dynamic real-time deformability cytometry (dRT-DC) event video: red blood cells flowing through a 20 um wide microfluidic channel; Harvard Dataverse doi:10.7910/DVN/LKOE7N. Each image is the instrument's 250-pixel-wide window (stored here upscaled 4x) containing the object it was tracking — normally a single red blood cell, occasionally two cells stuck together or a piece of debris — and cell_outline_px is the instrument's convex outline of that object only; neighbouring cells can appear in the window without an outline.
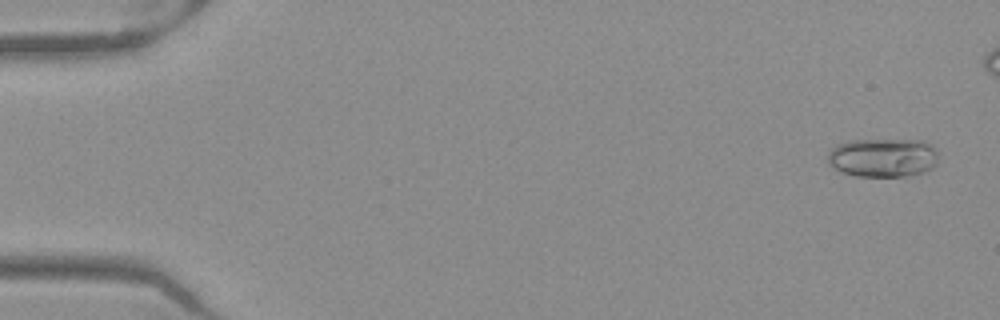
{"species": "Egyptian fruit bat (a non-hibernating species)", "species_latin": "Rousettus aegyptiacus", "temperature_condition": "warm", "stored_images_in_passage": 45, "camera_frame_rate_fps": 3000, "um_per_image_px": 0.085, "frame": {"image": 1, "passage_image": 1, "time_ms": 0.0, "image_size_px": [1000, 320], "cell_outline_px": [[936, 164], [932, 168], [924, 172], [904, 176], [856, 176], [840, 172], [828, 164], [828, 152], [836, 144], [848, 140], [924, 140], [936, 148]], "centroid_in_image_um": [75.02, 13.39], "position_along_channel_um": 10.0, "area_um2": 25.26}}
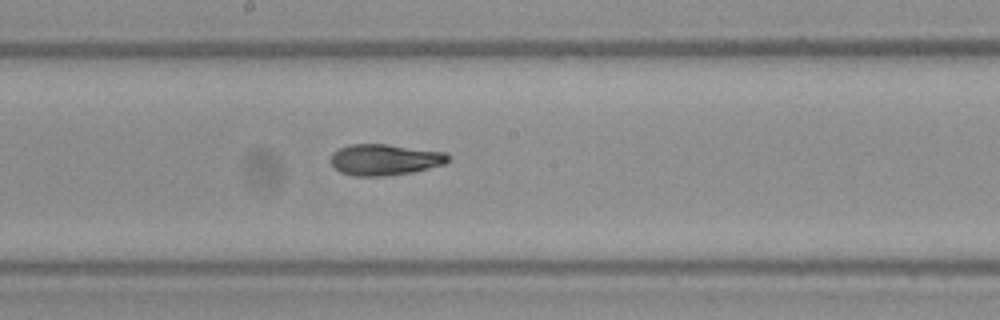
{"frame": {"image": 2, "passage_image": 27, "time_ms": 8.667, "image_size_px": [1000, 320], "cell_outline_px": [[452, 156], [444, 164], [412, 172], [384, 176], [352, 176], [340, 172], [328, 160], [332, 152], [348, 144], [388, 144], [444, 152]], "centroid_in_image_um": [32.67, 13.56], "position_along_channel_um": 215.5, "area_um2": 21.44}}
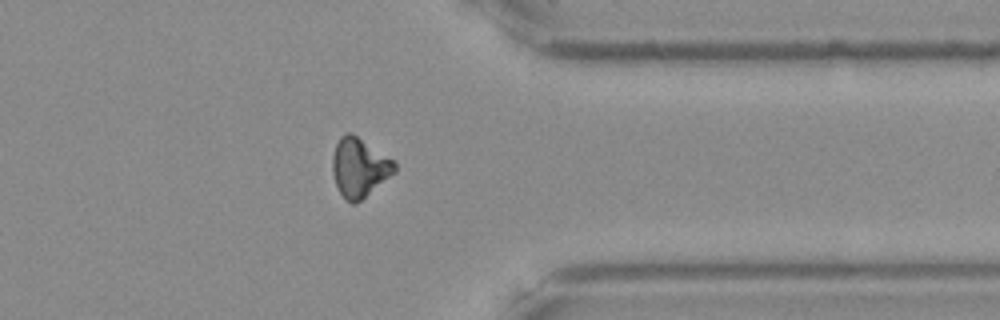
{"frame": {"image": 3, "passage_image": 40, "time_ms": 13.0, "image_size_px": [1000, 320], "cell_outline_px": [[396, 172], [356, 204], [352, 204], [344, 200], [336, 184], [332, 172], [332, 156], [336, 144], [340, 136], [344, 132], [352, 132], [396, 160]], "centroid_in_image_um": [30.56, 14.22], "position_along_channel_um": 380.8, "area_um2": 21.85}}